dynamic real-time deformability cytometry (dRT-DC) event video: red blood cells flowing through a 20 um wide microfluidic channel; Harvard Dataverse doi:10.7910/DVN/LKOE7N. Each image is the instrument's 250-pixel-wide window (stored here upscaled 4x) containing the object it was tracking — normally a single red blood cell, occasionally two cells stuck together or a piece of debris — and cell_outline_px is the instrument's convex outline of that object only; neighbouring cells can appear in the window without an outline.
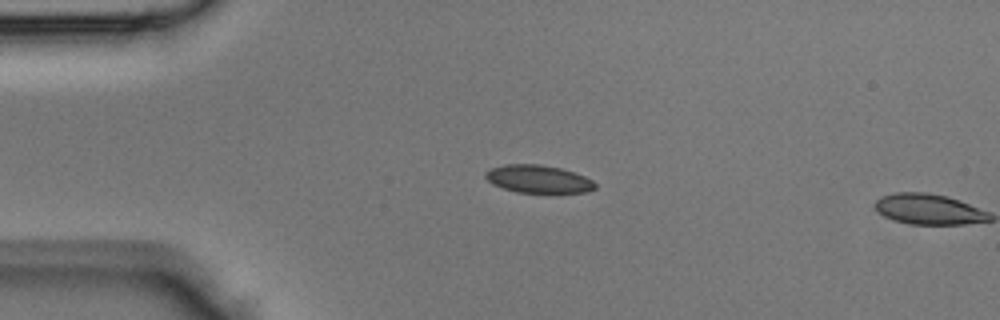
{"species": "Egyptian fruit bat (a non-hibernating species)", "species_latin": "Rousettus aegyptiacus", "temperature_condition": "room temperature", "stored_images_in_passage": 2, "camera_frame_rate_fps": 3000, "um_per_image_px": 0.085, "animal": {"sex": "male"}, "frame": {"image": 1, "passage_image": 1, "time_ms": 0.0, "image_size_px": [1000, 320], "cell_outline_px": [[596, 188], [588, 192], [516, 192], [492, 184], [484, 176], [484, 172], [492, 168], [504, 164], [540, 164], [560, 168], [584, 176], [592, 180], [596, 184]], "centroid_in_image_um": [45.73, 15.21], "position_along_channel_um": 39.3, "area_um2": 17.63}}